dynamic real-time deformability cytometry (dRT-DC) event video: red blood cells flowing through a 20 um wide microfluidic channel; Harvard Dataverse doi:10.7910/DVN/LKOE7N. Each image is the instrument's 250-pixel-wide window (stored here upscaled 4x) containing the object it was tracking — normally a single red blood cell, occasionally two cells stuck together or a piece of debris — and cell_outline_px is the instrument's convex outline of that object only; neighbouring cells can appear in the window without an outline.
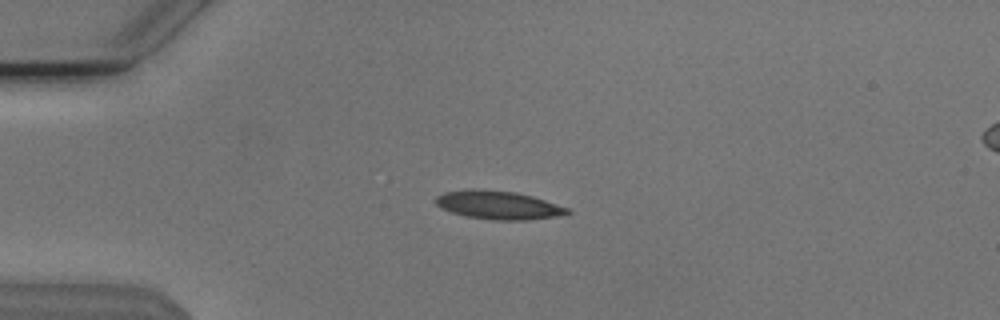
{"species": "Egyptian fruit bat (a non-hibernating species)", "species_latin": "Rousettus aegyptiacus", "temperature_condition": "cold", "stored_images_in_passage": 53, "camera_frame_rate_fps": 3000, "um_per_image_px": 0.085, "animal": {"sex": "male"}, "frame": {"image": 1, "passage_image": 13, "time_ms": 4.0, "image_size_px": [1000, 320], "cell_outline_px": [[572, 212], [560, 216], [528, 220], [496, 220], [468, 216], [452, 212], [440, 208], [436, 204], [436, 196], [444, 192], [468, 188], [480, 188], [516, 192], [532, 196], [568, 208]], "centroid_in_image_um": [42.35, 17.41], "position_along_channel_um": 42.7, "area_um2": 21.91}}
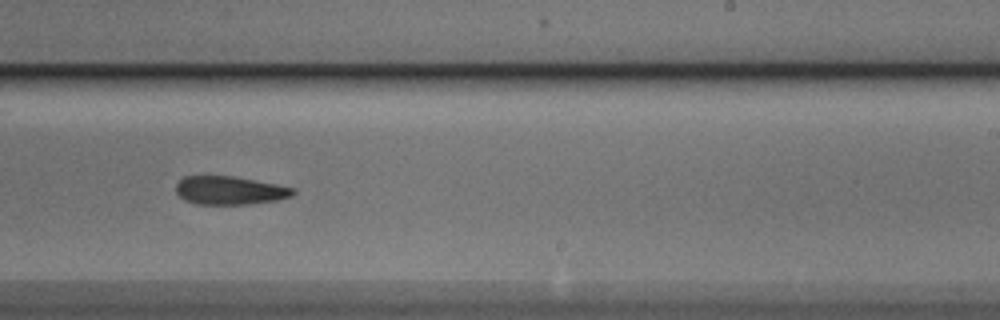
{"frame": {"image": 2, "passage_image": 33, "time_ms": 10.667, "image_size_px": [1000, 320], "cell_outline_px": [[296, 192], [292, 196], [276, 200], [248, 204], [196, 204], [184, 200], [176, 192], [176, 184], [184, 176], [232, 176], [276, 184], [296, 188]], "centroid_in_image_um": [19.53, 16.19], "position_along_channel_um": 269.5, "area_um2": 19.31}}
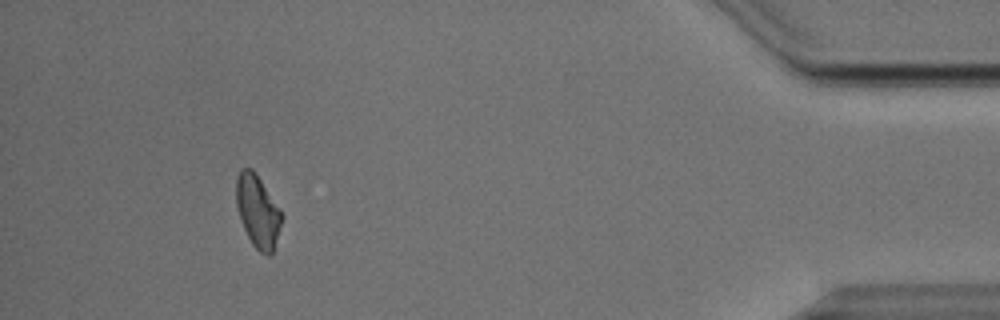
{"frame": {"image": 3, "passage_image": 49, "time_ms": 16.0, "image_size_px": [1000, 320], "cell_outline_px": [[284, 216], [272, 252], [268, 256], [260, 252], [252, 244], [244, 228], [236, 204], [236, 176], [240, 168], [252, 168], [280, 208]], "centroid_in_image_um": [21.91, 17.93], "position_along_channel_um": 413.3, "area_um2": 19.07}, "authors_computed_cell_mechanics": {"area_um2": 20.23, "velocity_mm_per_s": 3.8185, "shape_relaxation_time_tau1_ms": 4.4319, "shape_relaxation_time_tau2_ms": null, "deformation_change_tau1": 0.1247, "deformation_change_tau2": null}}